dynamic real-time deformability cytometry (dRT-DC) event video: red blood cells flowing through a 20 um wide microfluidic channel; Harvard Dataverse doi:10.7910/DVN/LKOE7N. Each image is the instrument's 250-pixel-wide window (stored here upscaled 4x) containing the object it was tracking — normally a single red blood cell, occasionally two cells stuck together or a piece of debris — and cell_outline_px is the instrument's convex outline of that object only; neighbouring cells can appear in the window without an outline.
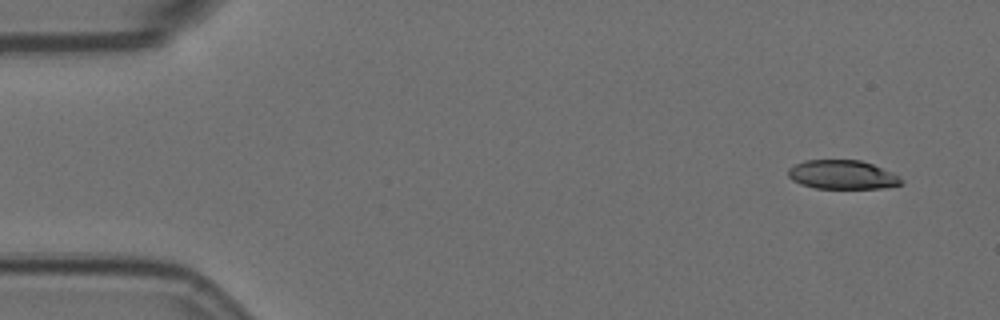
{"species": "Egyptian fruit bat (a non-hibernating species)", "species_latin": "Rousettus aegyptiacus", "temperature_condition": "room temperature", "stored_images_in_passage": 5, "camera_frame_rate_fps": 3000, "um_per_image_px": 0.085, "animal": {"sex": "female"}, "frame": {"image": 1, "passage_image": 1, "time_ms": 0.0, "image_size_px": [1000, 320], "cell_outline_px": [[904, 184], [884, 188], [816, 188], [800, 184], [792, 180], [788, 176], [788, 168], [804, 160], [860, 160], [872, 164], [892, 172], [900, 176], [904, 180]], "centroid_in_image_um": [71.62, 14.85], "position_along_channel_um": 13.4, "area_um2": 19.19}}